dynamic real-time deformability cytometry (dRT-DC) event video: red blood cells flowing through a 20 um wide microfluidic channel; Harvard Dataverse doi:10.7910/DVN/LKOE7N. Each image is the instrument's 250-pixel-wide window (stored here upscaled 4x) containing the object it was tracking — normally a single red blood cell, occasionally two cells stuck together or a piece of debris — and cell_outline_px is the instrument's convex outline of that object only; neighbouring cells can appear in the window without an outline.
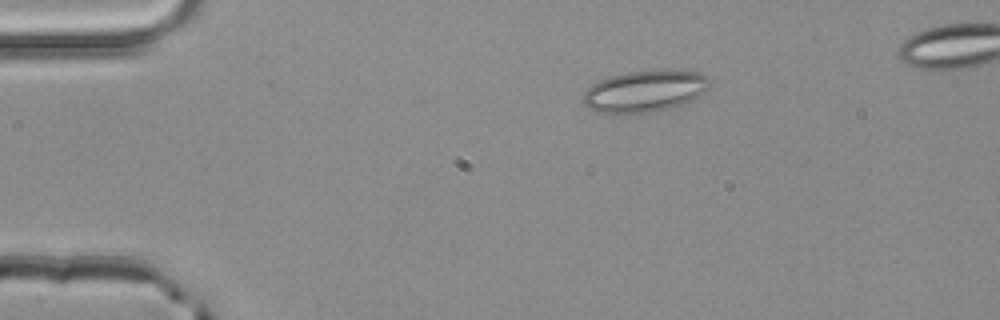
{"species": "common noctule bat (a hibernating species)", "species_latin": "Nyctalus noctula", "temperature_condition": "room temperature", "stored_images_in_passage": 9, "camera_frame_rate_fps": 3000, "um_per_image_px": 0.085, "animal": {"sex": "male", "body_mass_g": 20.4}, "frame": {"image": 1, "passage_image": 1, "time_ms": 0.0, "image_size_px": [1000, 320], "cell_outline_px": [[712, 84], [700, 96], [692, 100], [668, 108], [644, 112], [596, 112], [588, 108], [584, 104], [584, 92], [592, 84], [600, 80], [612, 76], [628, 72], [696, 72], [708, 76], [712, 80]], "centroid_in_image_um": [54.82, 7.76], "position_along_channel_um": 30.2, "area_um2": 29.65}}